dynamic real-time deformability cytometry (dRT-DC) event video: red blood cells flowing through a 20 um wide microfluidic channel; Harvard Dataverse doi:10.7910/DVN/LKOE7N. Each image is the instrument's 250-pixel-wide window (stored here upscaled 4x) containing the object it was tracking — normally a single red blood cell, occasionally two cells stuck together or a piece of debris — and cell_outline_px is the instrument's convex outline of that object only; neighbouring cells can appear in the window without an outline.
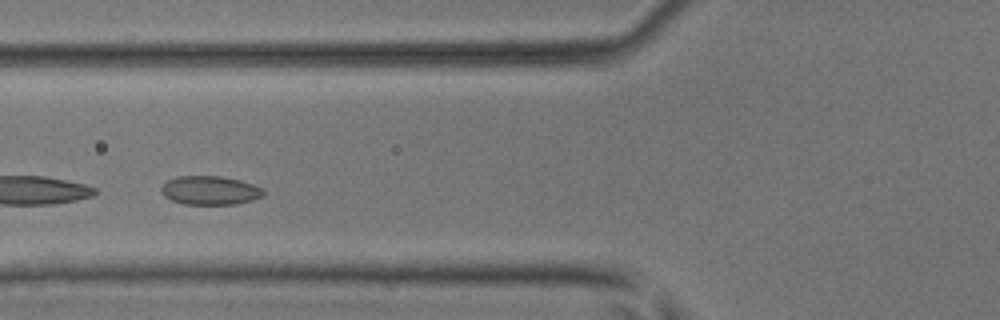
{"species": "common noctule bat (a hibernating species)", "species_latin": "Nyctalus noctula", "temperature_condition": "room temperature", "stored_images_in_passage": 41, "camera_frame_rate_fps": 3000, "um_per_image_px": 0.085, "animal": {"sex": "male", "body_mass_g": 17.9, "forearm_length_mm": 54.2}, "frame": {"image": 1, "passage_image": 12, "time_ms": 3.667, "image_size_px": [1000, 320], "cell_outline_px": [[264, 196], [252, 200], [236, 204], [184, 204], [172, 200], [164, 196], [160, 192], [160, 188], [168, 180], [176, 176], [220, 176], [240, 180], [264, 188]], "centroid_in_image_um": [17.86, 16.18], "position_along_channel_um": 107.9, "area_um2": 17.22}}
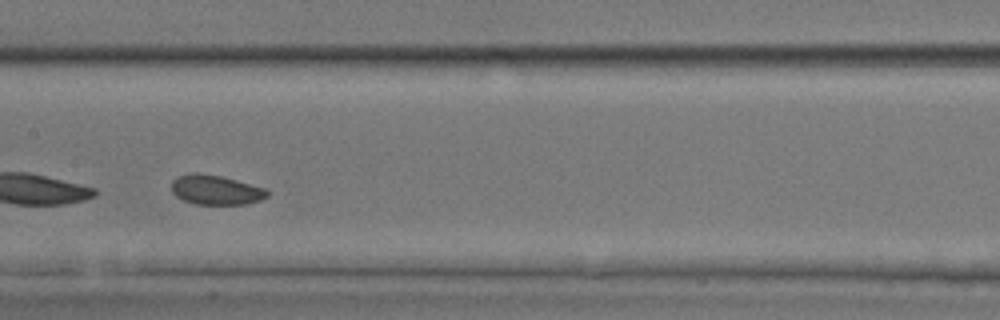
{"frame": {"image": 2, "passage_image": 18, "time_ms": 5.667, "image_size_px": [1000, 320], "cell_outline_px": [[268, 196], [260, 200], [244, 204], [196, 204], [184, 200], [176, 196], [172, 192], [172, 180], [176, 176], [192, 172], [200, 172], [220, 176], [236, 180], [264, 188], [268, 192]], "centroid_in_image_um": [18.3, 16.13], "position_along_channel_um": 189.1, "area_um2": 16.47}}